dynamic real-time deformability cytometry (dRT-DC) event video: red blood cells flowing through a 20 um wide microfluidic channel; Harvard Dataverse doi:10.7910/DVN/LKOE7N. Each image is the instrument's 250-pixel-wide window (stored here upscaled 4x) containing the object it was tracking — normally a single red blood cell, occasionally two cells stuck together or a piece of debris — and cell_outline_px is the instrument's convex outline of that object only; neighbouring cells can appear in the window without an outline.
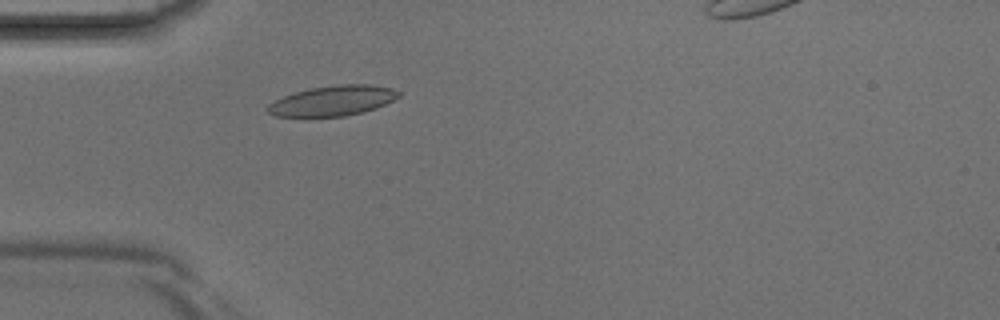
{"species": "Egyptian fruit bat (a non-hibernating species)", "species_latin": "Rousettus aegyptiacus", "temperature_condition": "room temperature", "stored_images_in_passage": 5, "camera_frame_rate_fps": 3000, "um_per_image_px": 0.085, "animal": {"sex": "male"}, "frame": {"image": 1, "passage_image": 5, "time_ms": 1.333, "image_size_px": [1000, 320], "cell_outline_px": [[400, 96], [376, 108], [364, 112], [344, 116], [276, 116], [268, 112], [268, 104], [284, 96], [296, 92], [312, 88], [340, 84], [372, 84], [392, 88], [400, 92]], "centroid_in_image_um": [28.33, 8.55], "position_along_channel_um": 56.7, "area_um2": 22.72}}